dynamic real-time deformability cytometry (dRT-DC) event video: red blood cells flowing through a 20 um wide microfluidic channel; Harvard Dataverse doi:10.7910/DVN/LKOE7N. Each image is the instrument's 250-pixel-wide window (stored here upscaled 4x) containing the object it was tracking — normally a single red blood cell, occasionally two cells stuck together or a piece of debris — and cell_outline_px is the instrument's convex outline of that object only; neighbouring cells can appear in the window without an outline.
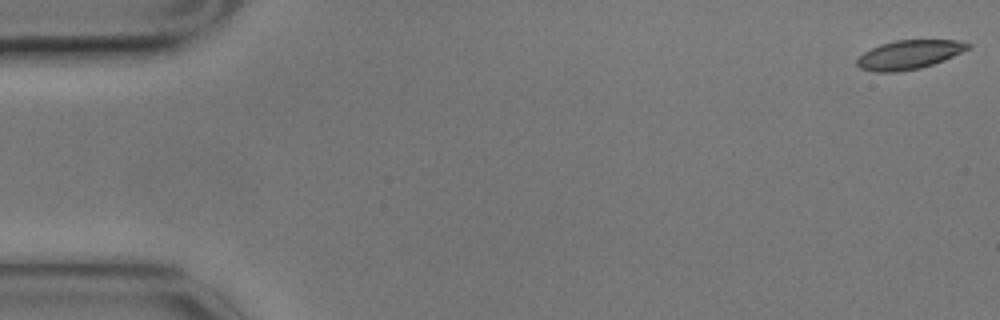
{"species": "common noctule bat (a hibernating species)", "species_latin": "Nyctalus noctula", "temperature_condition": "cold", "stored_images_in_passage": 5, "segment_of_instrument_passage": [2, 2], "camera_frame_rate_fps": 3000, "um_per_image_px": 0.085, "animal": {"sex": "male", "body_mass_g": 17.9}, "frame": {"image": 1, "passage_image": 5, "time_ms": 1.333, "image_size_px": [1000, 320], "cell_outline_px": [[972, 48], [944, 60], [920, 68], [896, 72], [872, 72], [860, 68], [856, 64], [856, 60], [864, 52], [880, 44], [896, 40], [956, 40], [972, 44]], "centroid_in_image_um": [77.28, 4.64], "position_along_channel_um": 7.7, "area_um2": 18.79}}